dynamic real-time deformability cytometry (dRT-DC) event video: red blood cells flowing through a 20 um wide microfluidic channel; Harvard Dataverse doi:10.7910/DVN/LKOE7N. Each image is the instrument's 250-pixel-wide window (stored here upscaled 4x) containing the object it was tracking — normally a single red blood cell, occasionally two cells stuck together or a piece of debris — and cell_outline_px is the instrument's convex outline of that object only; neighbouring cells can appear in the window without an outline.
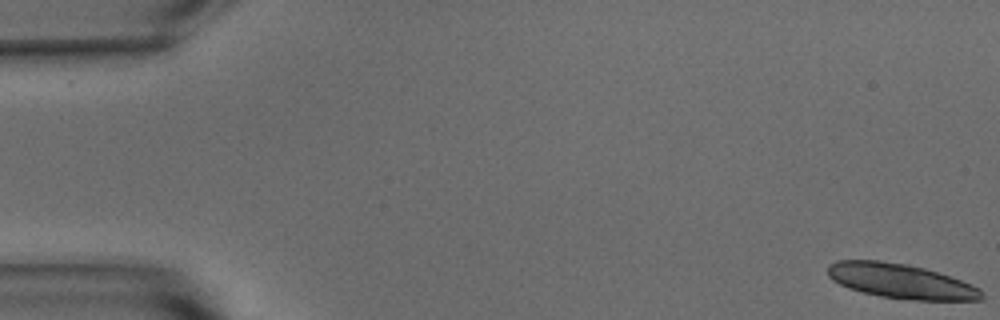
{"species": "common noctule bat (a hibernating species)", "species_latin": "Nyctalus noctula", "temperature_condition": "warm", "stored_images_in_passage": 20, "camera_frame_rate_fps": 3000, "um_per_image_px": 0.085, "animal": {"sex": "male", "body_mass_g": 15.6}, "frame": {"image": 1, "passage_image": 1, "time_ms": 0.0, "image_size_px": [1000, 320], "cell_outline_px": [[984, 296], [980, 300], [912, 300], [880, 296], [848, 288], [832, 280], [828, 276], [828, 264], [836, 260], [880, 260], [908, 264], [924, 268], [972, 284], [980, 288], [984, 292]], "centroid_in_image_um": [76.56, 23.89], "position_along_channel_um": 8.4, "area_um2": 31.1}}
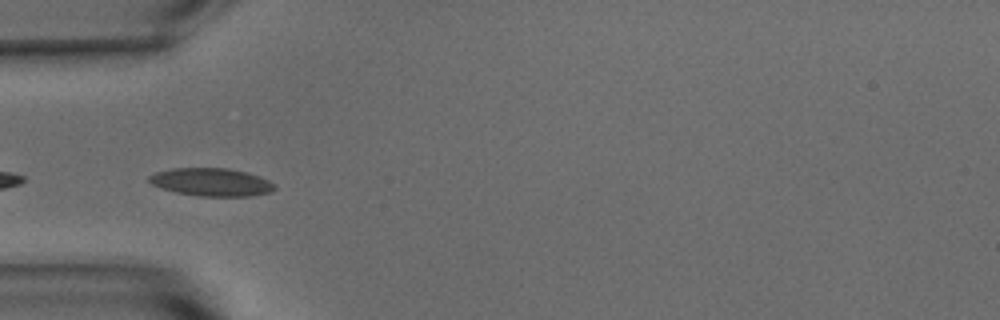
{"frame": {"image": 2, "passage_image": 18, "time_ms": 5.667, "image_size_px": [1000, 320], "cell_outline_px": [[276, 188], [272, 192], [252, 196], [200, 196], [176, 192], [160, 188], [152, 184], [148, 180], [148, 176], [156, 172], [172, 168], [228, 168], [248, 172], [260, 176], [276, 184]], "centroid_in_image_um": [18.0, 15.48], "position_along_channel_um": 67.0, "area_um2": 20.63}}